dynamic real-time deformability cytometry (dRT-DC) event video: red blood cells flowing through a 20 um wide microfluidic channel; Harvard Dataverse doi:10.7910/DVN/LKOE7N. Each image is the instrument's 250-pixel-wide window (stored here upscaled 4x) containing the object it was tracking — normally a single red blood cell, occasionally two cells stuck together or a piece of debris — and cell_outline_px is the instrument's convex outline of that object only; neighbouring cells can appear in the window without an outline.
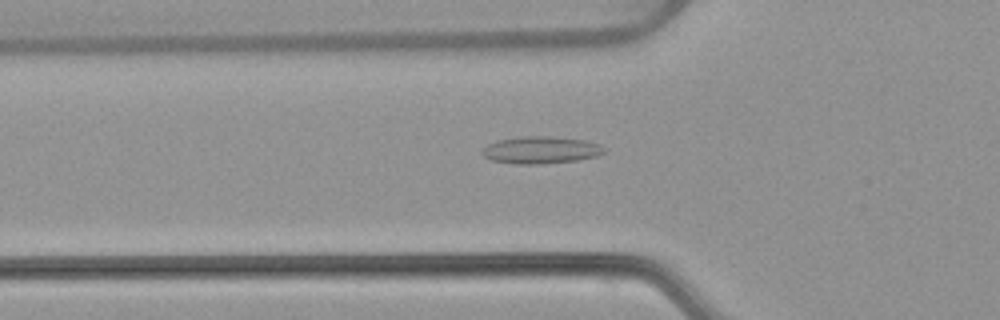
{"species": "common noctule bat (a hibernating species)", "species_latin": "Nyctalus noctula", "temperature_condition": "warm", "stored_images_in_passage": 54, "camera_frame_rate_fps": 3000, "um_per_image_px": 0.085, "animal": {"sex": "female", "body_mass_g": 22.7, "forearm_length_mm": 54.2}, "frame": {"image": 1, "passage_image": 19, "time_ms": 6.0, "image_size_px": [1000, 320], "cell_outline_px": [[604, 152], [596, 156], [576, 160], [540, 164], [516, 164], [492, 160], [484, 156], [480, 152], [488, 144], [500, 140], [520, 136], [552, 136], [584, 140], [600, 144], [604, 148]], "centroid_in_image_um": [45.96, 12.74], "position_along_channel_um": 79.8, "area_um2": 19.19}}
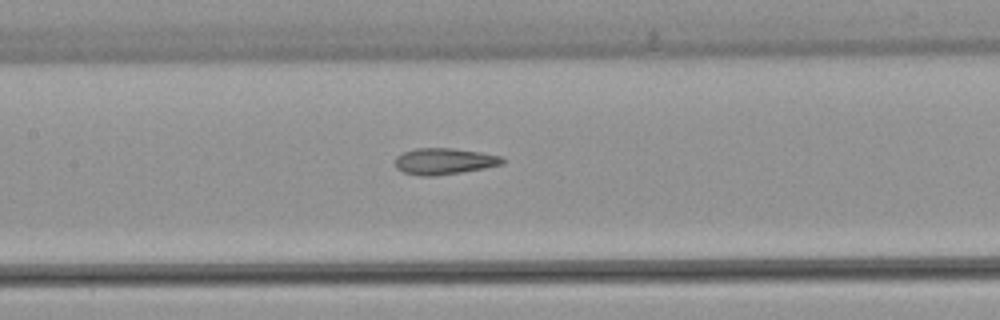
{"frame": {"image": 2, "passage_image": 26, "time_ms": 8.333, "image_size_px": [1000, 320], "cell_outline_px": [[504, 164], [484, 168], [436, 176], [420, 176], [404, 172], [396, 168], [396, 156], [404, 152], [416, 148], [452, 148], [480, 152], [504, 156]], "centroid_in_image_um": [37.78, 13.7], "position_along_channel_um": 169.6, "area_um2": 16.47}}
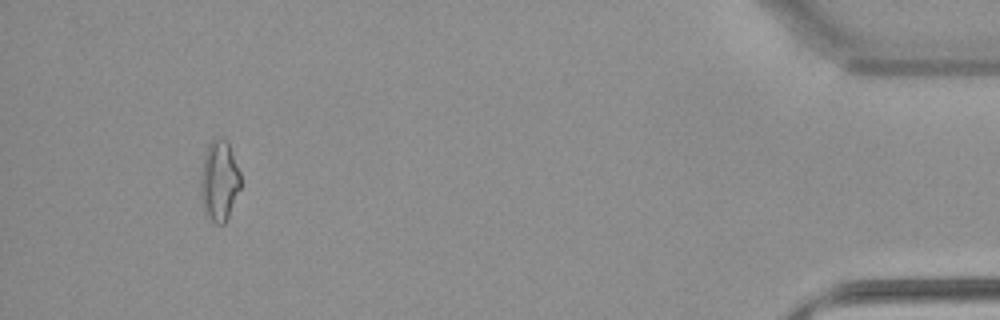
{"frame": {"image": 3, "passage_image": 51, "time_ms": 16.667, "image_size_px": [1000, 320], "cell_outline_px": [[240, 188], [228, 216], [224, 224], [216, 224], [204, 212], [200, 192], [200, 176], [204, 156], [208, 144], [212, 140], [220, 136], [228, 140], [240, 172]], "centroid_in_image_um": [18.63, 15.32], "position_along_channel_um": 416.6, "area_um2": 18.84}, "authors_computed_cell_mechanics": {"area_um2": 17.34, "velocity_mm_per_s": 3.8031, "shape_relaxation_time_tau1_ms": null, "shape_relaxation_time_tau2_ms": 2.2424, "deformation_change_tau1": null, "deformation_change_tau2": 0.1109}}